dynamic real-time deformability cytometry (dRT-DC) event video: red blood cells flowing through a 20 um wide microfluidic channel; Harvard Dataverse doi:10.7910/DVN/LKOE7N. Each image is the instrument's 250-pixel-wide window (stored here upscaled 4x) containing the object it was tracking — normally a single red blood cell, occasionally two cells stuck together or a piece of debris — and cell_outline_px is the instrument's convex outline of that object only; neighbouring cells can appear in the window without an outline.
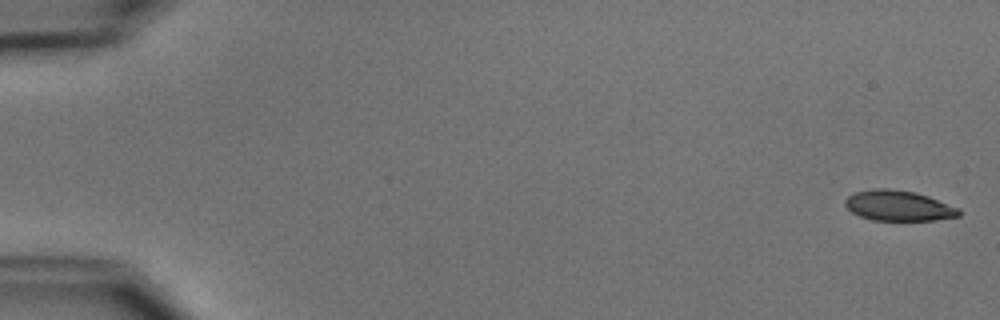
{"species": "common noctule bat (a hibernating species)", "species_latin": "Nyctalus noctula", "temperature_condition": "cold", "stored_images_in_passage": 6, "segment_of_instrument_passage": [1, 2], "camera_frame_rate_fps": 3000, "um_per_image_px": 0.085, "animal": {"sex": "male", "body_mass_g": 15.6}, "frame": {"image": 1, "passage_image": 1, "time_ms": 0.0, "image_size_px": [1000, 320], "cell_outline_px": [[960, 216], [936, 220], [872, 220], [860, 216], [852, 212], [844, 204], [844, 200], [848, 196], [856, 192], [876, 188], [888, 188], [916, 192], [928, 196], [960, 208]], "centroid_in_image_um": [76.38, 17.48], "position_along_channel_um": 8.6, "area_um2": 20.17}}